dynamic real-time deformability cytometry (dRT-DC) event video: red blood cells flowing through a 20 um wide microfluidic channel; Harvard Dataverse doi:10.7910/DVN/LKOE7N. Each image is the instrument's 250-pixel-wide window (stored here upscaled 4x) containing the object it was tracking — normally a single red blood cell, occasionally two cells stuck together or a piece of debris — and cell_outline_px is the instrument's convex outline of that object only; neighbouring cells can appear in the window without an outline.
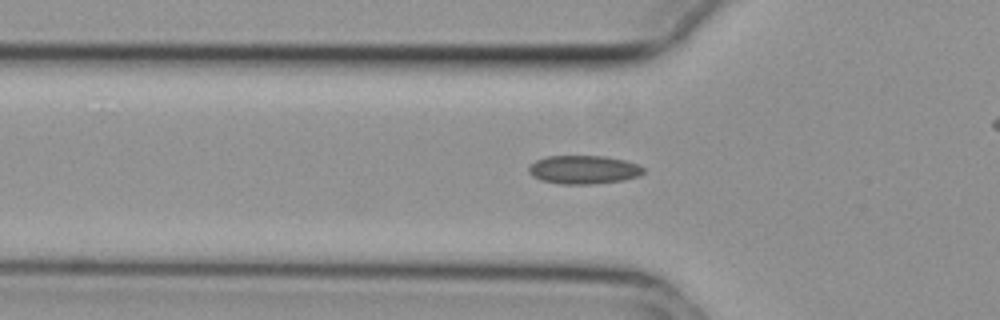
{"species": "common noctule bat (a hibernating species)", "species_latin": "Nyctalus noctula", "temperature_condition": "cold", "stored_images_in_passage": 40, "camera_frame_rate_fps": 3000, "um_per_image_px": 0.085, "animal": {"sex": "female", "body_mass_g": 29.2, "forearm_length_mm": 56.3}, "frame": {"image": 1, "passage_image": 13, "time_ms": 4.0, "image_size_px": [1000, 320], "cell_outline_px": [[644, 172], [640, 176], [624, 180], [592, 184], [560, 184], [540, 180], [532, 176], [528, 172], [528, 168], [536, 160], [548, 156], [604, 156], [624, 160], [636, 164], [644, 168]], "centroid_in_image_um": [49.6, 14.43], "position_along_channel_um": 76.2, "area_um2": 19.07}}
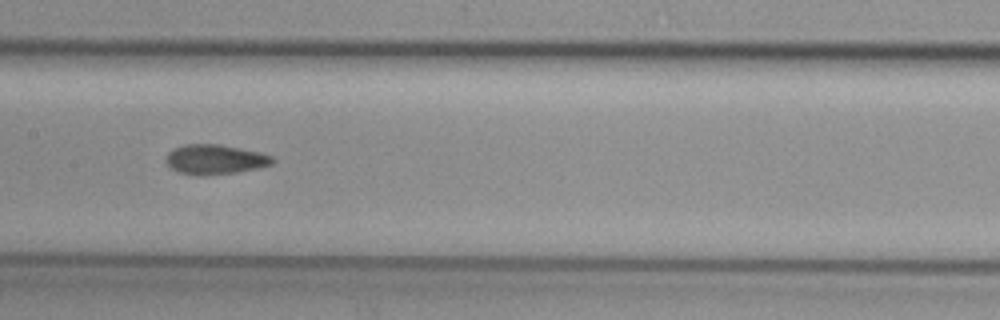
{"frame": {"image": 2, "passage_image": 22, "time_ms": 7.0, "image_size_px": [1000, 320], "cell_outline_px": [[276, 160], [272, 164], [256, 168], [236, 172], [204, 176], [196, 176], [180, 172], [172, 168], [164, 160], [168, 152], [172, 148], [184, 144], [220, 144], [260, 152], [272, 156]], "centroid_in_image_um": [18.26, 13.54], "position_along_channel_um": 189.1, "area_um2": 18.61}}
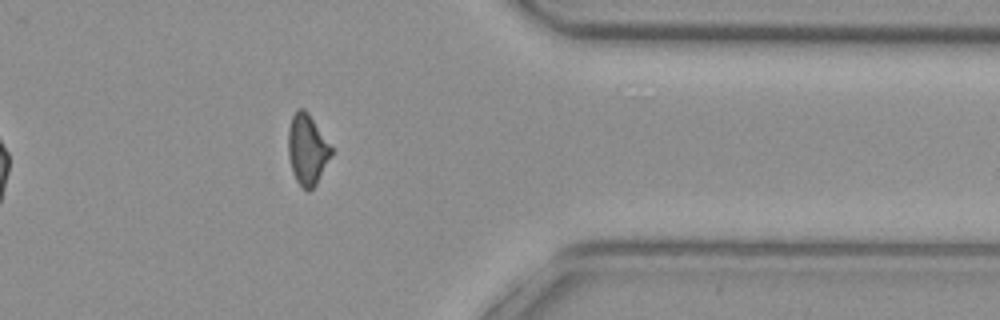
{"frame": {"image": 3, "passage_image": 39, "time_ms": 12.667, "image_size_px": [1000, 320], "cell_outline_px": [[332, 152], [316, 184], [308, 192], [296, 180], [292, 172], [288, 156], [288, 128], [292, 116], [296, 108], [304, 108], [308, 112], [332, 148]], "centroid_in_image_um": [26.08, 12.68], "position_along_channel_um": 385.3, "area_um2": 17.51}}